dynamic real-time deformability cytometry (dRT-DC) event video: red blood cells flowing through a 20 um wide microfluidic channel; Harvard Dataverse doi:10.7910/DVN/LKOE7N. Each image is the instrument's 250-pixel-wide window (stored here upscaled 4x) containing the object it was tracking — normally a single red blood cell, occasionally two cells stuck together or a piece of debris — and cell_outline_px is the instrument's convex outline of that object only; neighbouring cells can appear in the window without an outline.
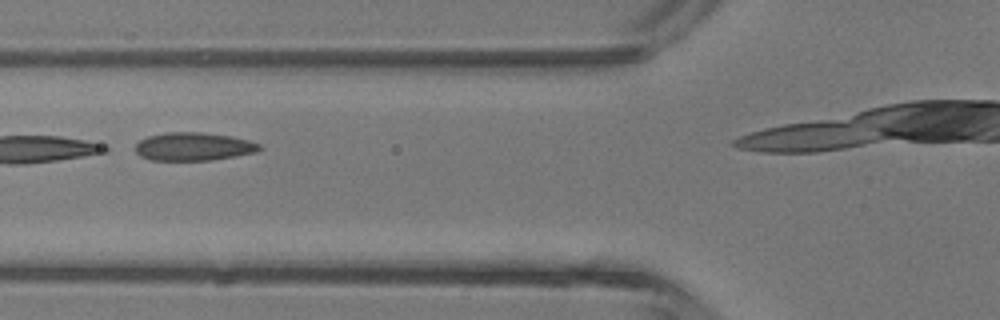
{"species": "common noctule bat (a hibernating species)", "species_latin": "Nyctalus noctula", "temperature_condition": "room temperature", "stored_images_in_passage": 8, "camera_frame_rate_fps": 3000, "um_per_image_px": 0.085, "animal": {"sex": "male", "body_mass_g": 13.3}, "frame": {"image": 1, "passage_image": 4, "time_ms": 3.333, "image_size_px": [1000, 320], "cell_outline_px": [[264, 148], [260, 152], [212, 160], [152, 160], [140, 156], [136, 152], [136, 144], [140, 140], [148, 136], [164, 132], [200, 132], [232, 136], [248, 140], [260, 144]], "centroid_in_image_um": [16.5, 12.45], "position_along_channel_um": 109.3, "area_um2": 20.58}}